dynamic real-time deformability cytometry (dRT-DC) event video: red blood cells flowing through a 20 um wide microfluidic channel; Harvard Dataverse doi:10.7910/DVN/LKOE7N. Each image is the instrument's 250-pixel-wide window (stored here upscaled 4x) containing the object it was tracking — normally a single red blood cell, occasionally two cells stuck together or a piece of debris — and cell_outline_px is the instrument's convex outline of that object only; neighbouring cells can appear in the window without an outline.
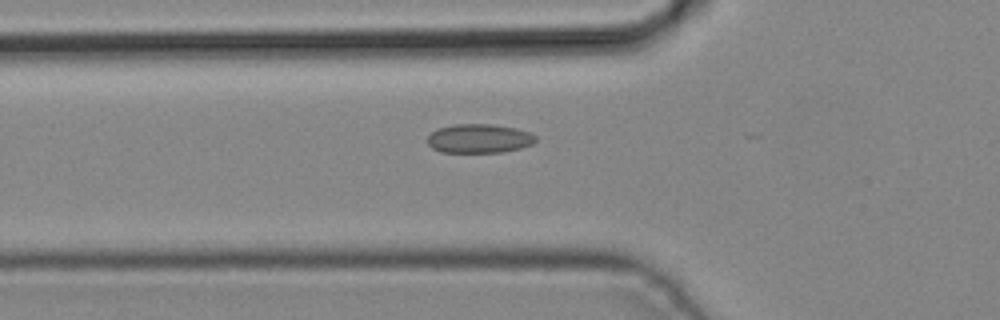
{"species": "common noctule bat (a hibernating species)", "species_latin": "Nyctalus noctula", "temperature_condition": "cold", "stored_images_in_passage": 5, "camera_frame_rate_fps": 3000, "um_per_image_px": 0.085, "animal": {"sex": "male", "body_mass_g": 19.2, "forearm_length_mm": 51.8}, "frame": {"image": 1, "passage_image": 5, "time_ms": 1.333, "image_size_px": [1000, 320], "cell_outline_px": [[536, 140], [532, 144], [520, 148], [504, 152], [440, 152], [432, 148], [428, 144], [428, 136], [432, 132], [440, 128], [456, 124], [492, 124], [516, 128], [528, 132], [536, 136]], "centroid_in_image_um": [40.73, 11.78], "position_along_channel_um": 85.1, "area_um2": 18.21}}